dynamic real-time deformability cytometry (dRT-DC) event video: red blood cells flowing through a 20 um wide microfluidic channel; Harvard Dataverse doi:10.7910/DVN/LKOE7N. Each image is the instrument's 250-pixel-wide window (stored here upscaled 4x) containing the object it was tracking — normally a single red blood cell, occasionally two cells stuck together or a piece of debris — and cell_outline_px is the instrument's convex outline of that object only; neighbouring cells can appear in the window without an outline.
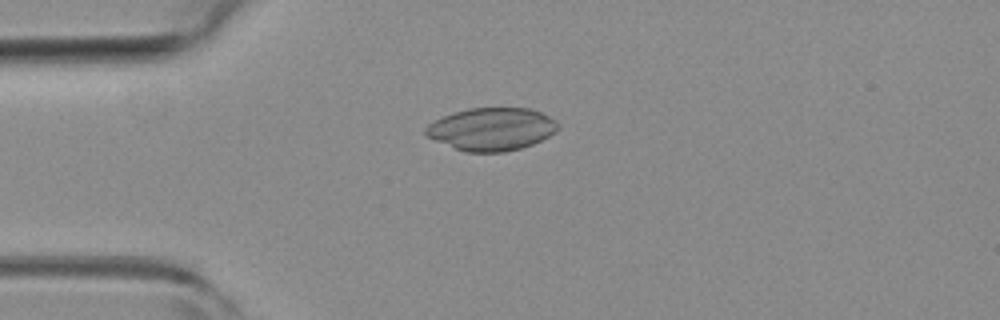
{"species": "common noctule bat (a hibernating species)", "species_latin": "Nyctalus noctula", "temperature_condition": "room temperature", "stored_images_in_passage": 51, "camera_frame_rate_fps": 3000, "um_per_image_px": 0.085, "animal": {"sex": "female", "body_mass_g": 19.3, "forearm_length_mm": 54.1}, "frame": {"image": 1, "passage_image": 13, "time_ms": 4.0, "image_size_px": [1000, 320], "cell_outline_px": [[560, 124], [556, 132], [532, 144], [520, 148], [504, 152], [464, 152], [436, 140], [428, 136], [424, 132], [424, 128], [428, 124], [452, 112], [468, 108], [532, 108], [556, 120]], "centroid_in_image_um": [41.8, 10.97], "position_along_channel_um": 43.2, "area_um2": 32.89}}
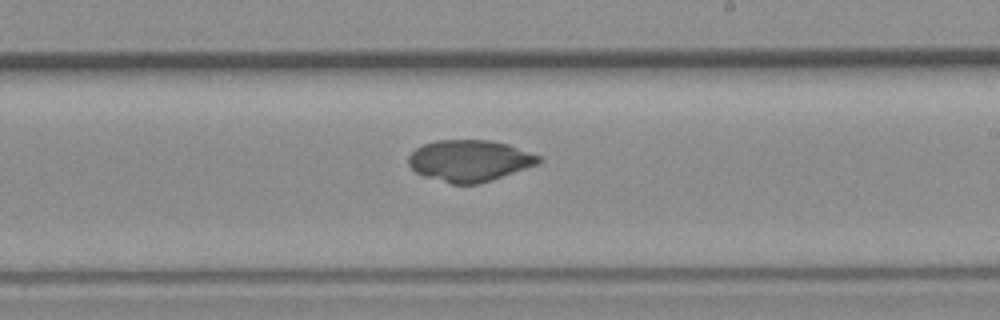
{"frame": {"image": 2, "passage_image": 30, "time_ms": 9.667, "image_size_px": [1000, 320], "cell_outline_px": [[544, 160], [540, 164], [492, 180], [476, 184], [452, 184], [424, 176], [416, 172], [408, 164], [408, 156], [416, 148], [424, 144], [436, 140], [492, 140], [508, 144], [540, 156]], "centroid_in_image_um": [39.94, 13.66], "position_along_channel_um": 249.1, "area_um2": 31.62}}
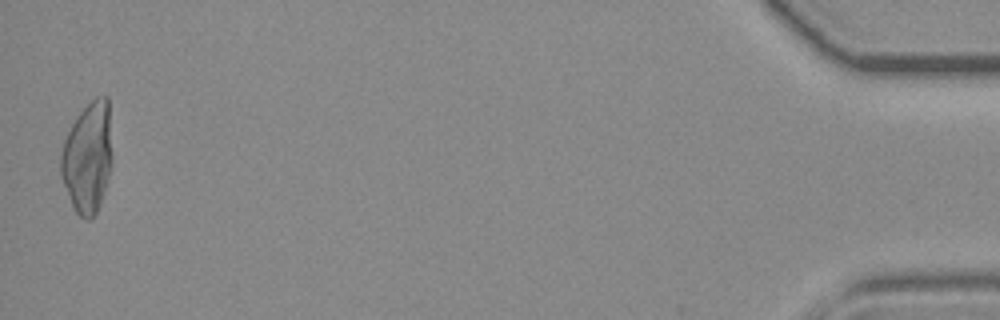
{"frame": {"image": 3, "passage_image": 51, "time_ms": 16.667, "image_size_px": [1000, 320], "cell_outline_px": [[112, 164], [96, 212], [88, 220], [84, 220], [76, 212], [72, 204], [60, 176], [60, 156], [64, 140], [76, 116], [96, 96], [108, 96], [112, 156]], "centroid_in_image_um": [7.44, 13.35], "position_along_channel_um": 427.8, "area_um2": 32.89}}